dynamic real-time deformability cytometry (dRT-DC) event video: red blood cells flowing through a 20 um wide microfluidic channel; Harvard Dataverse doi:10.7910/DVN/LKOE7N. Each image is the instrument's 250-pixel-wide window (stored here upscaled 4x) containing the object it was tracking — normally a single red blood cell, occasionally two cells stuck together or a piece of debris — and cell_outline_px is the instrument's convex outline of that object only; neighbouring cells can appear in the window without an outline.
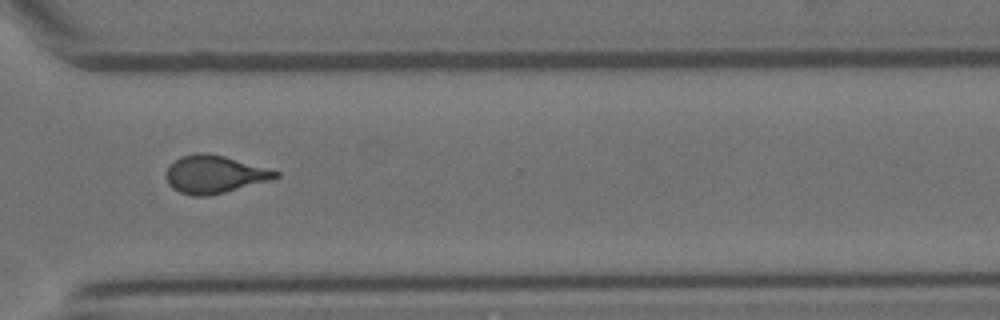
{"species": "Egyptian fruit bat (a non-hibernating species)", "species_latin": "Rousettus aegyptiacus", "temperature_condition": "room temperature", "stored_images_in_passage": 15, "camera_frame_rate_fps": 3000, "um_per_image_px": 0.085, "animal": {"sex": "female"}, "frame": {"image": 1, "passage_image": 11, "time_ms": 3.333, "image_size_px": [1000, 320], "cell_outline_px": [[280, 176], [268, 180], [224, 192], [208, 196], [192, 196], [180, 192], [172, 188], [168, 184], [164, 176], [168, 168], [180, 156], [196, 152], [208, 152], [224, 156], [280, 172]], "centroid_in_image_um": [18.16, 14.81], "position_along_channel_um": 352.4, "area_um2": 23.87}}
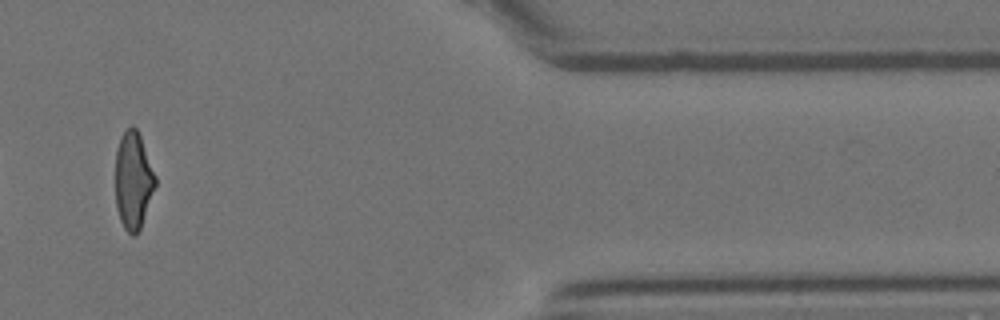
{"frame": {"image": 2, "passage_image": 13, "time_ms": 4.0, "image_size_px": [1000, 320], "cell_outline_px": [[156, 184], [140, 228], [136, 236], [132, 236], [124, 228], [120, 220], [116, 208], [116, 148], [120, 136], [132, 124], [136, 128], [140, 136], [156, 176]], "centroid_in_image_um": [11.31, 15.34], "position_along_channel_um": 400.1, "area_um2": 22.54}}